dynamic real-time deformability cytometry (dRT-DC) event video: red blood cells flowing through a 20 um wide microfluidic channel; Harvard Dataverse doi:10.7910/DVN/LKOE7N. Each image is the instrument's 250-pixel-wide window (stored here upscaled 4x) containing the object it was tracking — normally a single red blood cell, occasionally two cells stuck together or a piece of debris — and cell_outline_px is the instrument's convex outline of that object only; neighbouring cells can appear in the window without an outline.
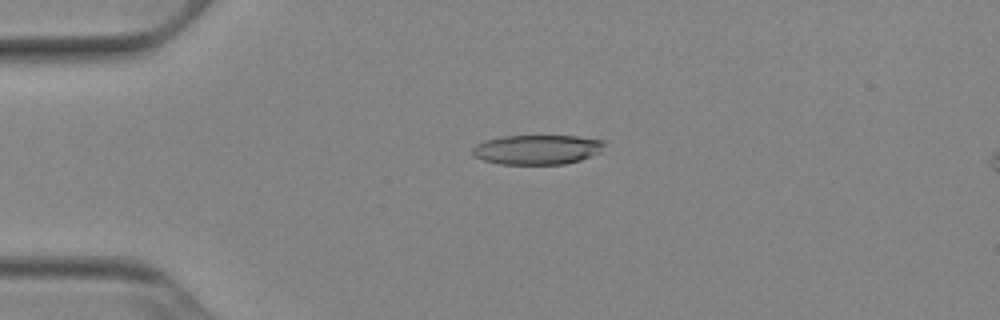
{"species": "Egyptian fruit bat (a non-hibernating species)", "species_latin": "Rousettus aegyptiacus", "temperature_condition": "cold", "stored_images_in_passage": 42, "camera_frame_rate_fps": 3000, "um_per_image_px": 0.085, "animal": {"sex": "female"}, "frame": {"image": 1, "passage_image": 2, "time_ms": 0.333, "image_size_px": [1000, 320], "cell_outline_px": [[604, 144], [600, 152], [592, 156], [580, 160], [564, 164], [500, 164], [484, 160], [472, 156], [472, 148], [476, 144], [484, 140], [500, 136], [576, 136], [604, 140]], "centroid_in_image_um": [45.63, 12.71], "position_along_channel_um": 39.4, "area_um2": 22.89}}
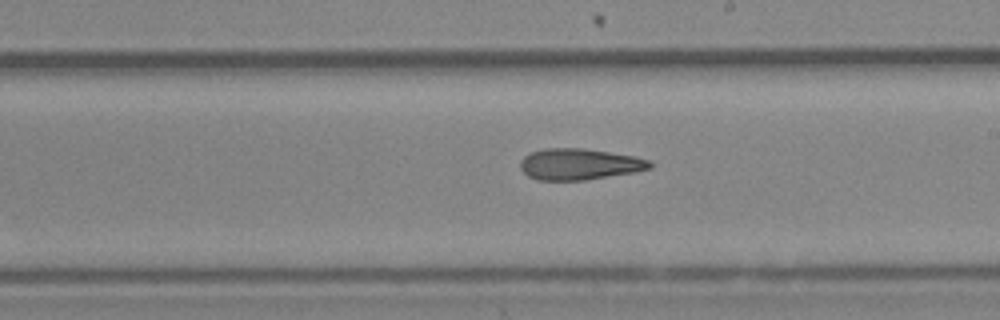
{"frame": {"image": 2, "passage_image": 20, "time_ms": 6.333, "image_size_px": [1000, 320], "cell_outline_px": [[652, 168], [636, 172], [584, 180], [536, 180], [528, 176], [520, 168], [520, 160], [524, 156], [532, 152], [544, 148], [580, 148], [636, 156], [652, 160]], "centroid_in_image_um": [49.26, 13.96], "position_along_channel_um": 239.7, "area_um2": 23.7}}
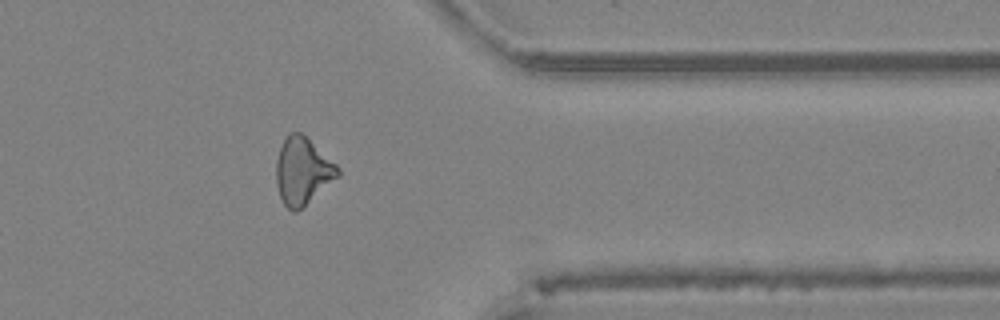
{"frame": {"image": 3, "passage_image": 32, "time_ms": 10.333, "image_size_px": [1000, 320], "cell_outline_px": [[340, 176], [296, 212], [292, 212], [284, 204], [280, 196], [276, 184], [276, 160], [280, 148], [288, 132], [300, 132], [336, 164], [340, 168]], "centroid_in_image_um": [25.71, 14.55], "position_along_channel_um": 385.7, "area_um2": 23.81}, "authors_computed_cell_mechanics": {"area_um2": 23.7558, "velocity_mm_per_s": 3.9062, "shape_relaxation_time_tau1_ms": 6.7665, "shape_relaxation_time_tau2_ms": 5.6518, "deformation_change_tau1": 0.2046, "deformation_change_tau2": 0.185}}